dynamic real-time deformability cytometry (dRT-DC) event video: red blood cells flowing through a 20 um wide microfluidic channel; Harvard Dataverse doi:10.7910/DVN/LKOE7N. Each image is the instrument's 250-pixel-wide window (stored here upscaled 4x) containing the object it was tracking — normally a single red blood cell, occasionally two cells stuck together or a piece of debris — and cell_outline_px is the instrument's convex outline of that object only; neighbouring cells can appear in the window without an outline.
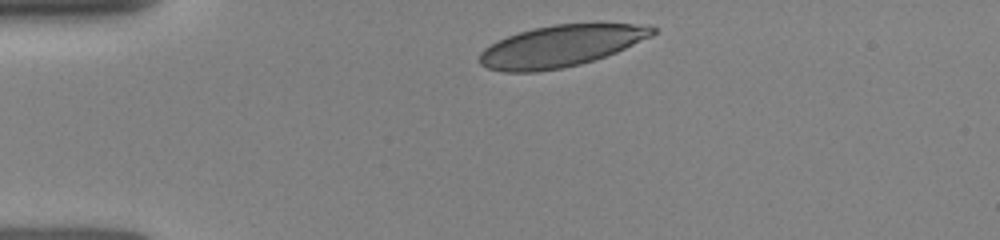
{"species": "human", "species_latin": "Homo sapiens", "temperature_condition": "room temperature", "stored_images_in_passage": 24, "camera_frame_rate_fps": 3000, "um_per_image_px": 0.085, "donor": {"sex": "female"}, "frame": {"image": 1, "passage_image": 1, "time_ms": 0.0, "image_size_px": [1000, 240], "cell_outline_px": [[656, 32], [652, 36], [616, 52], [580, 64], [560, 68], [536, 72], [504, 72], [488, 68], [480, 64], [480, 52], [484, 48], [508, 36], [532, 28], [556, 24], [648, 24], [656, 28]], "centroid_in_image_um": [47.68, 3.91], "position_along_channel_um": 37.3, "area_um2": 41.5}}
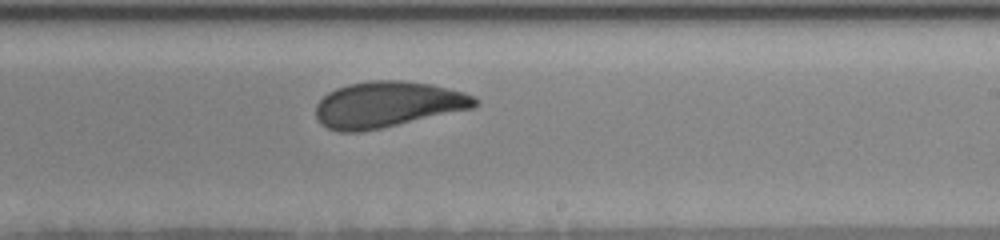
{"frame": {"image": 2, "passage_image": 14, "time_ms": 6.333, "image_size_px": [1000, 240], "cell_outline_px": [[480, 100], [472, 108], [380, 128], [360, 132], [336, 132], [320, 124], [316, 116], [316, 104], [328, 92], [336, 88], [348, 84], [372, 80], [400, 80], [432, 84], [464, 92]], "centroid_in_image_um": [32.9, 8.88], "position_along_channel_um": 256.1, "area_um2": 42.43}}
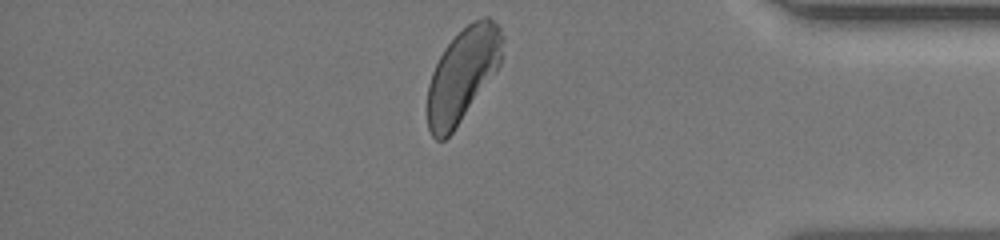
{"frame": {"image": 3, "passage_image": 24, "time_ms": 10.333, "image_size_px": [1000, 240], "cell_outline_px": [[504, 40], [500, 64], [452, 132], [444, 140], [436, 140], [432, 136], [428, 128], [428, 84], [432, 72], [444, 48], [472, 20], [484, 16], [488, 16], [500, 28], [504, 36]], "centroid_in_image_um": [39.32, 6.32], "position_along_channel_um": 395.9, "area_um2": 40.06}}